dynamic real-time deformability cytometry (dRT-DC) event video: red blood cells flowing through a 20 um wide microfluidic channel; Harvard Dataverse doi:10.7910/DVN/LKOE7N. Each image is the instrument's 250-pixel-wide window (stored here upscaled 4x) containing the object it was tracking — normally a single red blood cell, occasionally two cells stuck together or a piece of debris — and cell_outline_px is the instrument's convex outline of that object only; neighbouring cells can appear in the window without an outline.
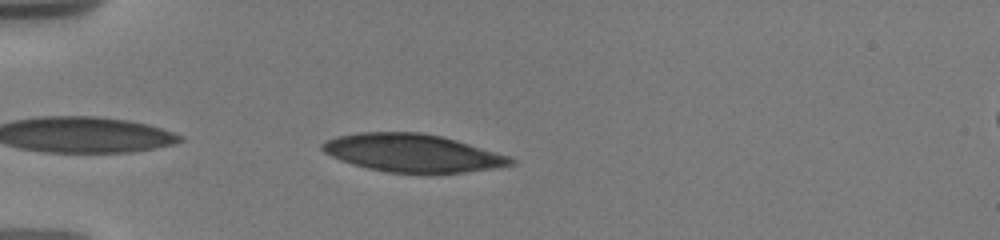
{"species": "human", "species_latin": "Homo sapiens", "temperature_condition": "warm", "stored_images_in_passage": 6, "camera_frame_rate_fps": 3000, "um_per_image_px": 0.085, "donor": {"sex": "male"}, "frame": {"image": 1, "passage_image": 1, "time_ms": 0.0, "image_size_px": [1000, 240], "cell_outline_px": [[516, 164], [496, 168], [432, 176], [388, 172], [368, 168], [352, 164], [340, 160], [324, 152], [320, 148], [320, 144], [336, 136], [360, 132], [420, 132], [440, 136], [456, 140], [512, 156], [516, 160]], "centroid_in_image_um": [35.12, 13.04], "position_along_channel_um": 49.9, "area_um2": 42.6}}
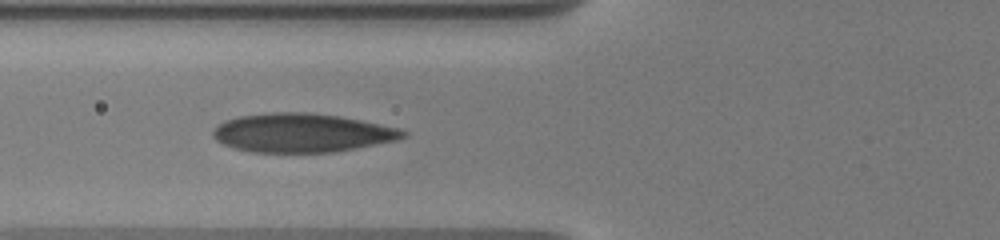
{"frame": {"image": 2, "passage_image": 5, "time_ms": 2.0, "image_size_px": [1000, 240], "cell_outline_px": [[408, 136], [396, 140], [356, 148], [332, 152], [252, 152], [236, 148], [224, 144], [216, 140], [212, 136], [212, 132], [224, 120], [240, 116], [272, 112], [308, 112], [340, 116], [400, 128], [408, 132]], "centroid_in_image_um": [25.69, 11.28], "position_along_channel_um": 100.1, "area_um2": 42.83}}